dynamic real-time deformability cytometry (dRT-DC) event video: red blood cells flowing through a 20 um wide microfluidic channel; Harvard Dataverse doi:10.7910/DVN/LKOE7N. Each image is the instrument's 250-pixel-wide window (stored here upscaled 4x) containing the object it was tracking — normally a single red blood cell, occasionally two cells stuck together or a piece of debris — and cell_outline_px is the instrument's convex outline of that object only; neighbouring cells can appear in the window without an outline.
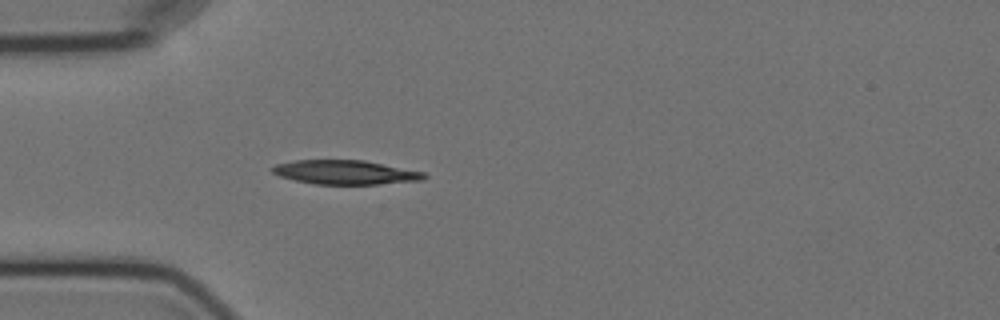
{"species": "Egyptian fruit bat (a non-hibernating species)", "species_latin": "Rousettus aegyptiacus", "temperature_condition": "cold", "stored_images_in_passage": 4, "camera_frame_rate_fps": 3000, "um_per_image_px": 0.085, "animal": {"sex": "female"}, "frame": {"image": 1, "passage_image": 4, "time_ms": 3.667, "image_size_px": [1000, 320], "cell_outline_px": [[428, 176], [424, 180], [380, 184], [312, 184], [280, 176], [272, 172], [268, 168], [276, 164], [296, 160], [364, 160], [424, 172]], "centroid_in_image_um": [29.35, 14.64], "position_along_channel_um": 55.7, "area_um2": 21.39}}